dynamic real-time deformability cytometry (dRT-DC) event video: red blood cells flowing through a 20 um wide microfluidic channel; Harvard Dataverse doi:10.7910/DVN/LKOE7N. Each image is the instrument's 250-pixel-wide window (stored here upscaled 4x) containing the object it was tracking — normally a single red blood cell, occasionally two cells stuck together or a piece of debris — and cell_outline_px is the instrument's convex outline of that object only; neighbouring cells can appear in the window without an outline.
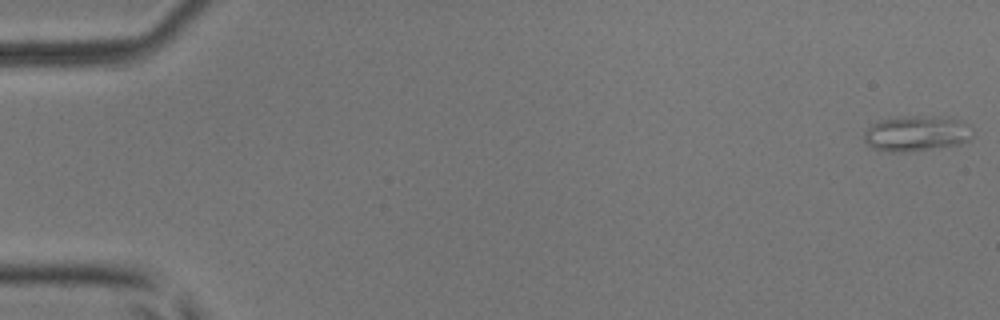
{"species": "common noctule bat (a hibernating species)", "species_latin": "Nyctalus noctula", "temperature_condition": "room temperature", "stored_images_in_passage": 5, "camera_frame_rate_fps": 3000, "um_per_image_px": 0.085, "animal": {"sex": "male", "body_mass_g": 17.9, "forearm_length_mm": 54.2}, "frame": {"image": 1, "passage_image": 1, "time_ms": 0.0, "image_size_px": [1000, 320], "cell_outline_px": [[972, 140], [960, 144], [904, 152], [892, 152], [872, 148], [864, 140], [864, 132], [872, 124], [880, 120], [908, 116], [956, 116], [972, 124]], "centroid_in_image_um": [78.01, 11.32], "position_along_channel_um": 7.0, "area_um2": 22.95}}